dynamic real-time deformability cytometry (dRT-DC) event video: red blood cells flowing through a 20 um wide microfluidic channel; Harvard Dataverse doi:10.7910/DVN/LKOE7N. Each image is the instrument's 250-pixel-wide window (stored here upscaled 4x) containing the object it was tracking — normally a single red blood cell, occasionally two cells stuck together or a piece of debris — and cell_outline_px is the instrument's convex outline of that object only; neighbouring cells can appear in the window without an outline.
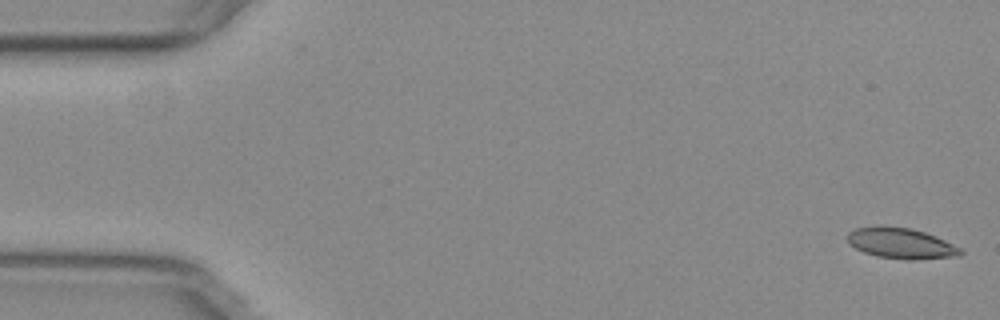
{"species": "common noctule bat (a hibernating species)", "species_latin": "Nyctalus noctula", "temperature_condition": "warm", "stored_images_in_passage": 9, "camera_frame_rate_fps": 3000, "um_per_image_px": 0.085, "animal": {"sex": "female", "body_mass_g": 29.2, "forearm_length_mm": 56.3}, "frame": {"image": 1, "passage_image": 1, "time_ms": 0.0, "image_size_px": [1000, 320], "cell_outline_px": [[964, 252], [960, 256], [916, 260], [908, 260], [876, 256], [864, 252], [848, 244], [848, 232], [856, 228], [876, 224], [884, 224], [912, 228], [936, 236], [960, 248]], "centroid_in_image_um": [76.56, 20.66], "position_along_channel_um": 8.4, "area_um2": 20.69}}